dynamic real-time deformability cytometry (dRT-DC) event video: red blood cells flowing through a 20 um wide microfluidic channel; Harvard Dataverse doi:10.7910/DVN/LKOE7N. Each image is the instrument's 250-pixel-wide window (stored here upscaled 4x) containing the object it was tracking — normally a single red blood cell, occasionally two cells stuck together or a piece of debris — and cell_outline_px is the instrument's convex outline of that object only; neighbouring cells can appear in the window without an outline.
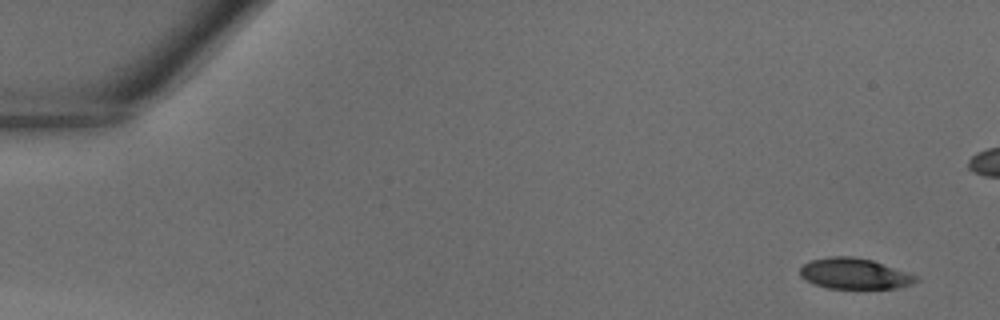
{"species": "common noctule bat (a hibernating species)", "species_latin": "Nyctalus noctula", "temperature_condition": "warm", "stored_images_in_passage": 36, "camera_frame_rate_fps": 3000, "um_per_image_px": 0.085, "animal": {"sex": "male", "body_mass_g": 18.8}, "frame": {"image": 1, "passage_image": 1, "time_ms": 0.0, "image_size_px": [1000, 320], "cell_outline_px": [[920, 280], [912, 284], [896, 288], [828, 288], [812, 284], [800, 276], [800, 268], [804, 264], [812, 260], [828, 256], [852, 256], [872, 260], [920, 276]], "centroid_in_image_um": [72.65, 23.26], "position_along_channel_um": 12.4, "area_um2": 20.92}}
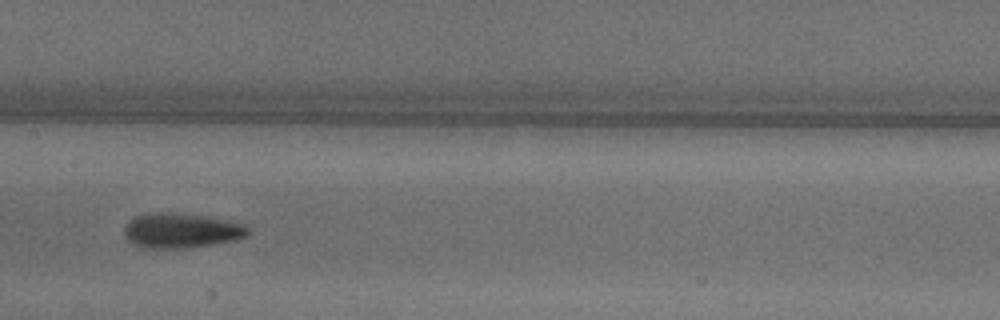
{"frame": {"image": 2, "passage_image": 20, "time_ms": 6.333, "image_size_px": [1000, 320], "cell_outline_px": [[252, 232], [248, 236], [236, 240], [184, 248], [144, 248], [128, 240], [124, 236], [124, 228], [128, 220], [136, 216], [148, 212], [160, 212], [204, 216], [248, 224]], "centroid_in_image_um": [15.44, 19.59], "position_along_channel_um": 192.0, "area_um2": 25.26}}
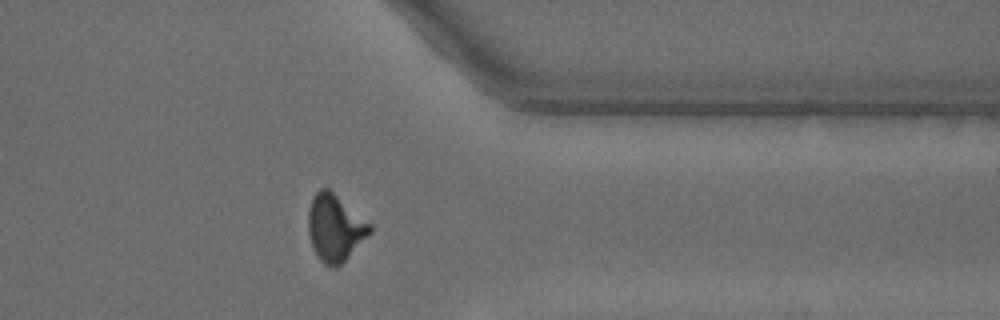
{"frame": {"image": 3, "passage_image": 32, "time_ms": 10.333, "image_size_px": [1000, 320], "cell_outline_px": [[372, 232], [336, 268], [332, 268], [324, 264], [320, 260], [312, 248], [308, 232], [308, 212], [312, 196], [320, 188], [328, 188], [372, 224]], "centroid_in_image_um": [28.46, 19.36], "position_along_channel_um": 382.9, "area_um2": 23.99}}